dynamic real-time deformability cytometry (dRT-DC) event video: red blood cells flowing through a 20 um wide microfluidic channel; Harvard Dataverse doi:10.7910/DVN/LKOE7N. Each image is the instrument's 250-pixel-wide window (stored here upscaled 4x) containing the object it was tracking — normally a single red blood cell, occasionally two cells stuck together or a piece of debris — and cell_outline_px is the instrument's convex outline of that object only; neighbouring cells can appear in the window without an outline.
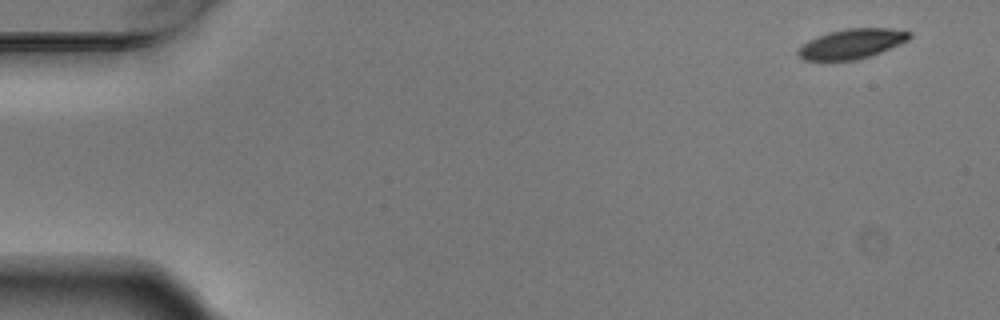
{"species": "Egyptian fruit bat (a non-hibernating species)", "species_latin": "Rousettus aegyptiacus", "temperature_condition": "warm", "stored_images_in_passage": 5, "camera_frame_rate_fps": 3000, "um_per_image_px": 0.085, "animal": {"sex": "male"}, "frame": {"image": 1, "passage_image": 1, "time_ms": 0.0, "image_size_px": [1000, 320], "cell_outline_px": [[912, 36], [908, 40], [880, 52], [856, 60], [804, 60], [796, 52], [804, 44], [828, 32], [848, 28], [892, 28], [912, 32]], "centroid_in_image_um": [72.45, 3.71], "position_along_channel_um": 12.5, "area_um2": 18.96}}
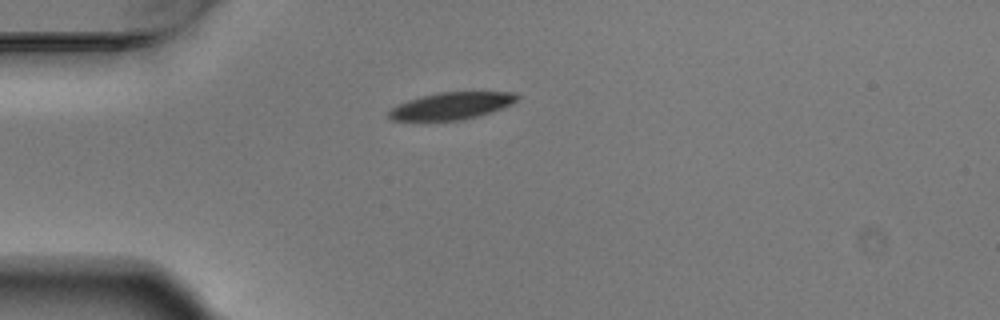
{"frame": {"image": 2, "passage_image": 4, "time_ms": 1.0, "image_size_px": [1000, 320], "cell_outline_px": [[520, 96], [512, 104], [480, 116], [460, 120], [392, 120], [388, 116], [388, 112], [396, 104], [420, 96], [440, 92], [516, 92]], "centroid_in_image_um": [38.38, 8.99], "position_along_channel_um": 46.6, "area_um2": 20.23}}